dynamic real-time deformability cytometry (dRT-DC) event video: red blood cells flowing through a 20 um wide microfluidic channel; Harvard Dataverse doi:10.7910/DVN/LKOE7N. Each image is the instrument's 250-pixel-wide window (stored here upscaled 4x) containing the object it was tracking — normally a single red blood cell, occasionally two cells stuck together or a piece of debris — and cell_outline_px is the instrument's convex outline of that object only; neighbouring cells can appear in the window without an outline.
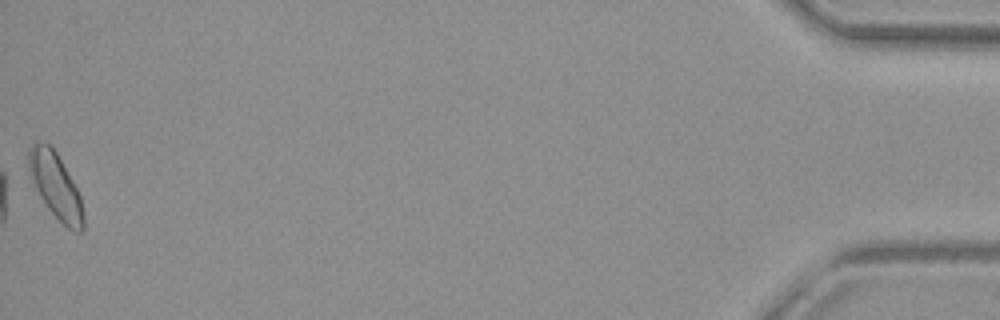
{"species": "common noctule bat (a hibernating species)", "species_latin": "Nyctalus noctula", "temperature_condition": "warm", "stored_images_in_passage": 39, "camera_frame_rate_fps": 3000, "um_per_image_px": 0.085, "animal": {"sex": "female", "body_mass_g": 29.2, "forearm_length_mm": 56.3}, "frame": {"image": 1, "passage_image": 39, "time_ms": 12.667, "image_size_px": [1000, 320], "cell_outline_px": [[84, 228], [80, 232], [72, 232], [48, 208], [40, 196], [36, 188], [28, 168], [28, 152], [32, 144], [36, 140], [48, 144], [56, 152], [72, 180], [80, 196], [84, 216]], "centroid_in_image_um": [4.73, 15.79], "position_along_channel_um": 430.5, "area_um2": 20.46}, "authors_computed_cell_mechanics": {"area_um2": 18.7272, "velocity_mm_per_s": 3.746, "shape_relaxation_time_tau1_ms": 9.1693, "shape_relaxation_time_tau2_ms": null, "deformation_change_tau1": 0.1039, "deformation_change_tau2": null}}